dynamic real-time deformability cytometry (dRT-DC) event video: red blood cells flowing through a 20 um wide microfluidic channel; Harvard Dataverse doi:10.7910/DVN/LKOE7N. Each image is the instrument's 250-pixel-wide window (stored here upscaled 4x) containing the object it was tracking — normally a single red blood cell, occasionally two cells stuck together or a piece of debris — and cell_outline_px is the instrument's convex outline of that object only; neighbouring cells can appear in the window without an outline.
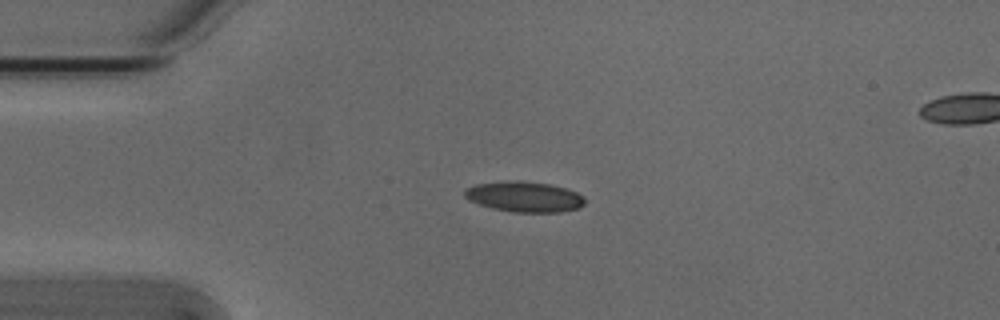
{"species": "Egyptian fruit bat (a non-hibernating species)", "species_latin": "Rousettus aegyptiacus", "temperature_condition": "cold", "stored_images_in_passage": 8, "camera_frame_rate_fps": 3000, "um_per_image_px": 0.085, "animal": {"sex": "male"}, "frame": {"image": 1, "passage_image": 3, "time_ms": 0.667, "image_size_px": [1000, 320], "cell_outline_px": [[584, 204], [580, 208], [560, 212], [512, 212], [492, 208], [468, 200], [464, 196], [464, 192], [468, 188], [476, 184], [516, 180], [520, 180], [548, 184], [564, 188], [576, 192], [584, 196]], "centroid_in_image_um": [44.58, 16.73], "position_along_channel_um": 40.4, "area_um2": 21.21}}
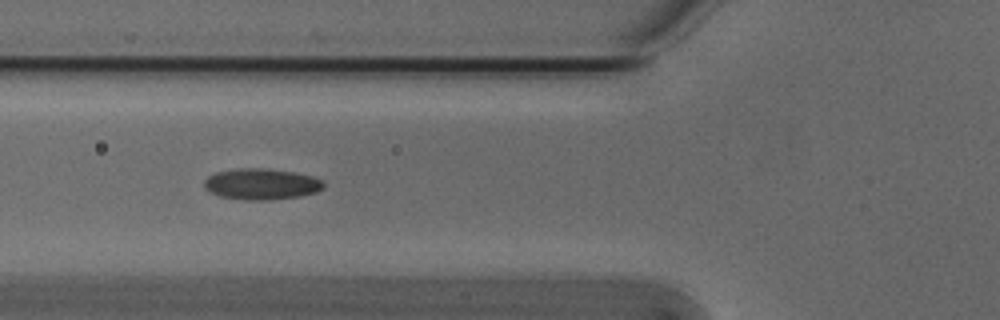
{"frame": {"image": 2, "passage_image": 5, "time_ms": 1.333, "image_size_px": [1000, 320], "cell_outline_px": [[324, 188], [316, 192], [300, 196], [268, 200], [244, 200], [220, 196], [208, 192], [204, 188], [204, 180], [208, 176], [216, 172], [240, 168], [264, 168], [292, 172], [312, 176], [320, 180], [324, 184]], "centroid_in_image_um": [22.18, 15.65], "position_along_channel_um": 103.6, "area_um2": 21.62}}
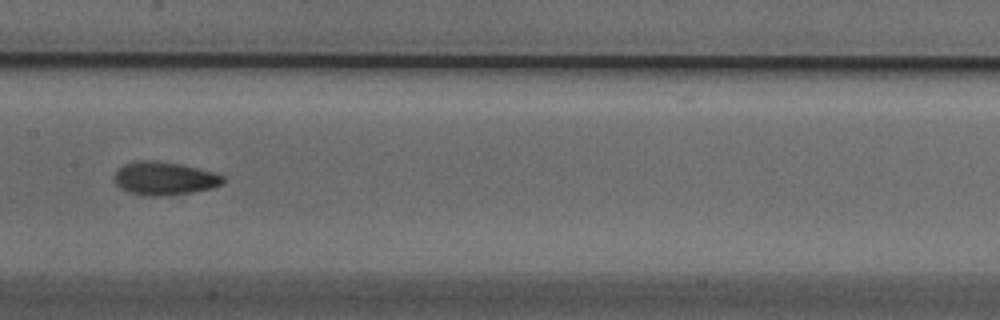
{"frame": {"image": 3, "passage_image": 7, "time_ms": 2.0, "image_size_px": [1000, 320], "cell_outline_px": [[224, 184], [212, 188], [192, 192], [168, 196], [152, 196], [128, 192], [120, 188], [112, 180], [112, 176], [124, 164], [136, 160], [156, 160], [180, 164], [200, 168], [216, 172], [224, 176]], "centroid_in_image_um": [13.98, 15.16], "position_along_channel_um": 193.4, "area_um2": 21.44}}